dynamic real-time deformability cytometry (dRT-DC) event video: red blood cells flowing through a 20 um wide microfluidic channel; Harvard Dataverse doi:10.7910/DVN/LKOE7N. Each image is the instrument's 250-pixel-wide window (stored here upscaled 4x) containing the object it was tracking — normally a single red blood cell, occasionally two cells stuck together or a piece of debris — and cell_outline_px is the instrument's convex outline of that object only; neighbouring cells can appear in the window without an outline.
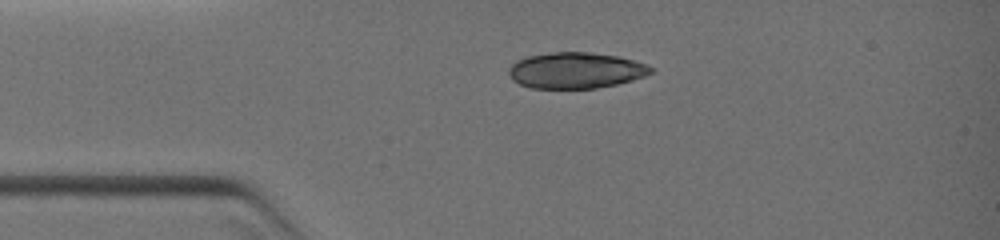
{"species": "common noctule bat (a hibernating species)", "species_latin": "Nyctalus noctula", "temperature_condition": "warm", "stored_images_in_passage": 4, "camera_frame_rate_fps": 3000, "um_per_image_px": 0.085, "animal": {"sex": "female", "body_mass_g": 19.0, "forearm_length_mm": 51.5}, "frame": {"image": 1, "passage_image": 2, "time_ms": 1.0, "image_size_px": [1000, 240], "cell_outline_px": [[656, 68], [652, 72], [644, 76], [632, 80], [616, 84], [596, 88], [532, 88], [520, 84], [512, 80], [508, 72], [508, 68], [516, 60], [528, 56], [552, 52], [588, 52], [620, 56], [648, 64]], "centroid_in_image_um": [48.96, 5.97], "position_along_channel_um": 36.0, "area_um2": 30.0}}